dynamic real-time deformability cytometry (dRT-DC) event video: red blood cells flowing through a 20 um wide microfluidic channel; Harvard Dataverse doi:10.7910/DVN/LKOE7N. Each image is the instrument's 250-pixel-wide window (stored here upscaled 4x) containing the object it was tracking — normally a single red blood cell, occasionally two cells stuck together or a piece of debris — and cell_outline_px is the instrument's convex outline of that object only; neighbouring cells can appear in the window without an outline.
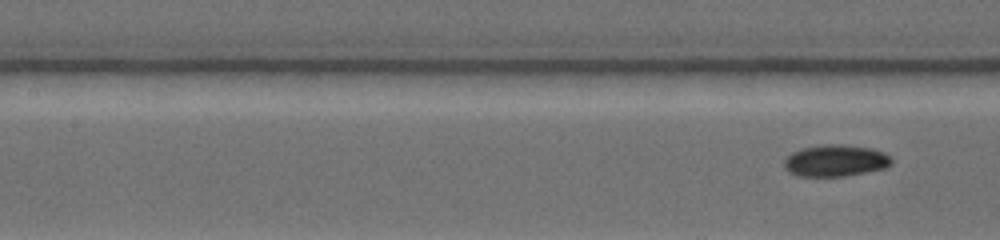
{"species": "common noctule bat (a hibernating species)", "species_latin": "Nyctalus noctula", "temperature_condition": "warm", "stored_images_in_passage": 7, "camera_frame_rate_fps": 4500, "um_per_image_px": 0.085, "animal": {"sex": "female", "body_mass_g": 19.0, "forearm_length_mm": 53.3}, "frame": {"image": 1, "passage_image": 7, "time_ms": 6.0, "image_size_px": [1000, 240], "cell_outline_px": [[892, 164], [884, 168], [844, 176], [800, 176], [788, 172], [784, 168], [784, 160], [792, 152], [800, 148], [828, 144], [840, 144], [872, 148], [884, 152], [892, 160]], "centroid_in_image_um": [70.99, 13.65], "position_along_channel_um": 136.4, "area_um2": 19.77}}